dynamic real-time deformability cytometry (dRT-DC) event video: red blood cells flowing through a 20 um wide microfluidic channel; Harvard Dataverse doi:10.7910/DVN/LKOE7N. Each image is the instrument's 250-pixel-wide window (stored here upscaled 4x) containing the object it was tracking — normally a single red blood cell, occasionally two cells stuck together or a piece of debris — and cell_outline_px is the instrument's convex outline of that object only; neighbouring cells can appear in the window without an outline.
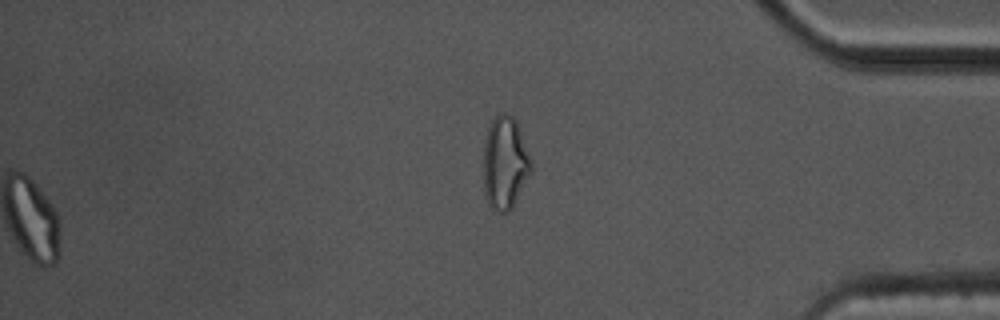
{"species": "common noctule bat (a hibernating species)", "species_latin": "Nyctalus noctula", "temperature_condition": "cold", "stored_images_in_passage": 42, "segment_of_instrument_passage": [2, 2], "camera_frame_rate_fps": 3000, "um_per_image_px": 0.085, "animal": {"sex": "male", "body_mass_g": 17.5, "forearm_length_mm": 52.3}, "frame": {"image": 1, "passage_image": 42, "time_ms": 13.667, "image_size_px": [1000, 320], "cell_outline_px": [[532, 172], [512, 208], [508, 212], [496, 212], [488, 204], [484, 192], [484, 144], [488, 128], [492, 120], [500, 112], [504, 112], [512, 116], [516, 120], [532, 160]], "centroid_in_image_um": [42.94, 13.86], "position_along_channel_um": 392.3, "area_um2": 26.01}}